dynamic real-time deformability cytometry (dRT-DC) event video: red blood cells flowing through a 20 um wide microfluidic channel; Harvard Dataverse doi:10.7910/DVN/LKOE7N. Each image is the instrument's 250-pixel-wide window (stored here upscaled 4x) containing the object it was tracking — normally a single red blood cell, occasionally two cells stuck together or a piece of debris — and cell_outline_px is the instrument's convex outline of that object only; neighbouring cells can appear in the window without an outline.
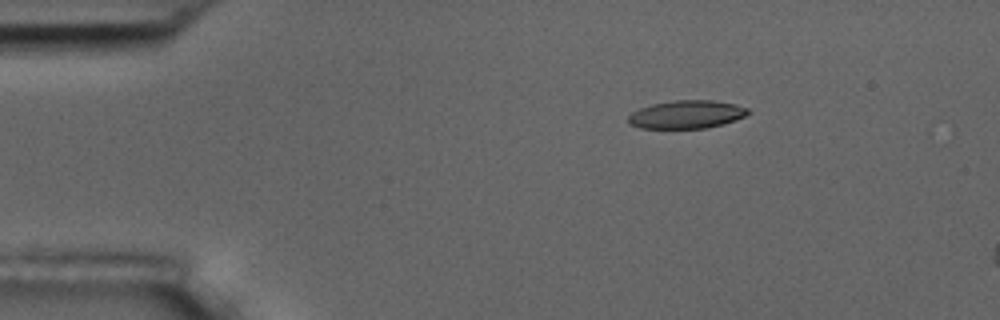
{"species": "common noctule bat (a hibernating species)", "species_latin": "Nyctalus noctula", "temperature_condition": "room temperature", "stored_images_in_passage": 4, "camera_frame_rate_fps": 3000, "um_per_image_px": 0.085, "animal": {"sex": "male", "body_mass_g": 17.5, "forearm_length_mm": 52.3}, "frame": {"image": 1, "passage_image": 2, "time_ms": 1.0, "image_size_px": [1000, 320], "cell_outline_px": [[752, 112], [736, 120], [724, 124], [704, 128], [640, 128], [628, 124], [628, 116], [632, 112], [640, 108], [652, 104], [676, 100], [712, 100], [736, 104], [748, 108]], "centroid_in_image_um": [58.37, 9.73], "position_along_channel_um": 26.6, "area_um2": 19.71}}